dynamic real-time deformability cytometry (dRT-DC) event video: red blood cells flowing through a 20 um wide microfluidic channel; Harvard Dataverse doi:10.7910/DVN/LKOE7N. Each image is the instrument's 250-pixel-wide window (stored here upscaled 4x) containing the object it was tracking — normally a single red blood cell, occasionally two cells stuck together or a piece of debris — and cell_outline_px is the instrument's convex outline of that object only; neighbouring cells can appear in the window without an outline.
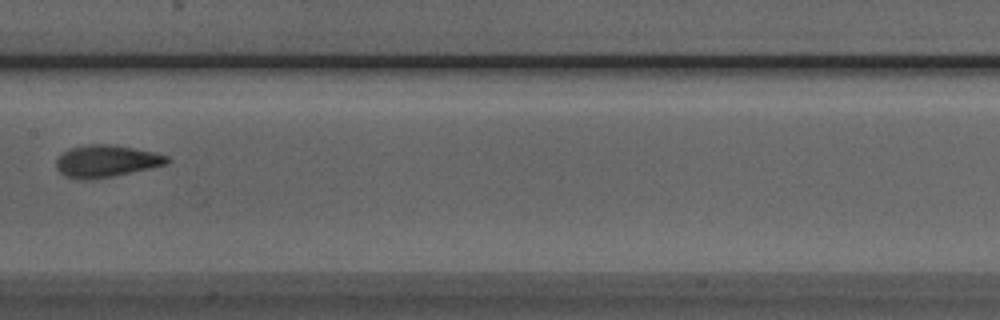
{"species": "Egyptian fruit bat (a non-hibernating species)", "species_latin": "Rousettus aegyptiacus", "temperature_condition": "room temperature", "stored_images_in_passage": 9, "camera_frame_rate_fps": 3000, "um_per_image_px": 0.085, "animal": {"sex": "male"}, "frame": {"image": 1, "passage_image": 8, "time_ms": 2.333, "image_size_px": [1000, 320], "cell_outline_px": [[172, 160], [168, 164], [112, 176], [92, 180], [84, 180], [64, 176], [56, 168], [56, 160], [68, 148], [88, 144], [116, 144], [152, 152], [168, 156]], "centroid_in_image_um": [9.03, 13.69], "position_along_channel_um": 198.4, "area_um2": 20.81}}
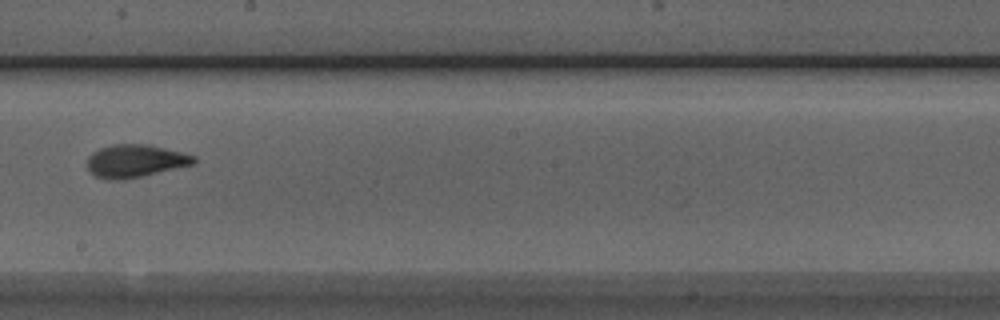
{"frame": {"image": 2, "passage_image": 9, "time_ms": 2.667, "image_size_px": [1000, 320], "cell_outline_px": [[196, 160], [192, 164], [124, 180], [108, 180], [96, 176], [88, 168], [88, 156], [92, 152], [100, 148], [112, 144], [148, 144], [196, 156]], "centroid_in_image_um": [11.46, 13.67], "position_along_channel_um": 236.7, "area_um2": 20.11}}